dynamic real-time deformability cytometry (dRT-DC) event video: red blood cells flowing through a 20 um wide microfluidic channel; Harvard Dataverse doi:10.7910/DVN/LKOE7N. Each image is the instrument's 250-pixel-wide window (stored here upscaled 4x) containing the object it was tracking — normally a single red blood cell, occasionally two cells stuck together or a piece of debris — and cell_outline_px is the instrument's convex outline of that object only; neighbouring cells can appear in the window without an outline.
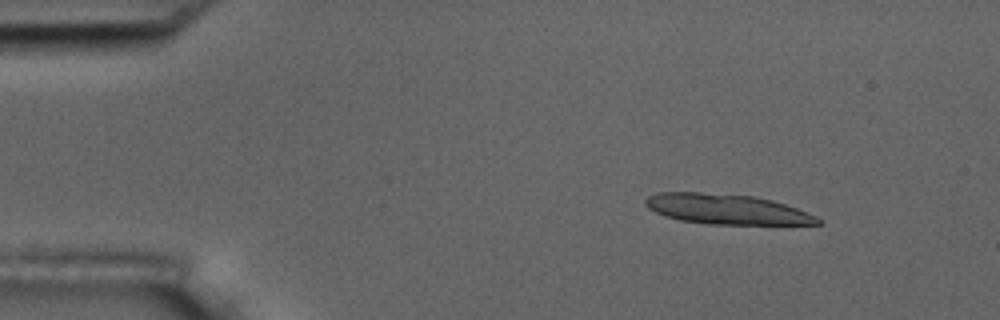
{"species": "common noctule bat (a hibernating species)", "species_latin": "Nyctalus noctula", "temperature_condition": "room temperature", "stored_images_in_passage": 17, "camera_frame_rate_fps": 3000, "um_per_image_px": 0.085, "animal": {"sex": "male", "body_mass_g": 17.5, "forearm_length_mm": 52.3}, "frame": {"image": 1, "passage_image": 7, "time_ms": 2.0, "image_size_px": [1000, 320], "cell_outline_px": [[824, 220], [820, 224], [708, 224], [680, 220], [664, 216], [648, 208], [644, 204], [644, 200], [648, 196], [656, 192], [700, 192], [752, 196], [772, 200], [796, 208], [816, 216]], "centroid_in_image_um": [61.73, 17.78], "position_along_channel_um": 23.3, "area_um2": 30.17}}